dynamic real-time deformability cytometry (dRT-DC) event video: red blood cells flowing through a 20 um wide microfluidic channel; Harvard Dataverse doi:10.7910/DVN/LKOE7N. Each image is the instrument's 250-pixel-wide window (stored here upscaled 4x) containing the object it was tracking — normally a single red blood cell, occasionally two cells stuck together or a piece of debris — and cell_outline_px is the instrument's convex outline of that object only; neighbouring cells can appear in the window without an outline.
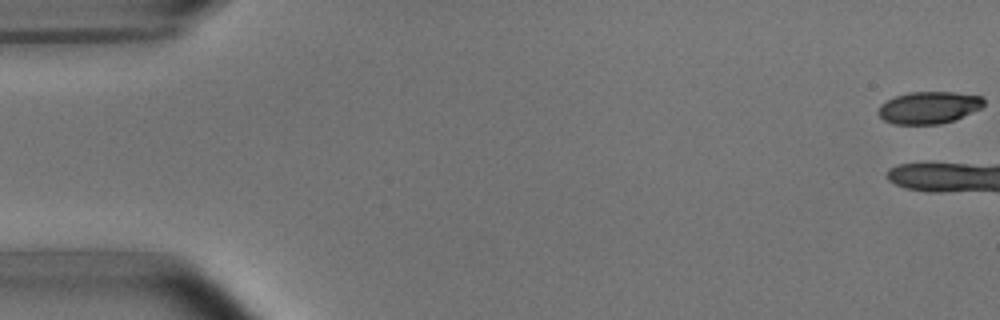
{"species": "common noctule bat (a hibernating species)", "species_latin": "Nyctalus noctula", "temperature_condition": "room temperature", "stored_images_in_passage": 9, "camera_frame_rate_fps": 3000, "um_per_image_px": 0.085, "animal": {"sex": "male", "body_mass_g": 15.6}, "frame": {"image": 1, "passage_image": 1, "time_ms": 0.0, "image_size_px": [1000, 320], "cell_outline_px": [[984, 104], [980, 108], [956, 120], [940, 124], [892, 124], [884, 120], [876, 112], [880, 104], [896, 96], [908, 92], [952, 92], [980, 96], [984, 100]], "centroid_in_image_um": [78.92, 9.15], "position_along_channel_um": 6.1, "area_um2": 19.77}}